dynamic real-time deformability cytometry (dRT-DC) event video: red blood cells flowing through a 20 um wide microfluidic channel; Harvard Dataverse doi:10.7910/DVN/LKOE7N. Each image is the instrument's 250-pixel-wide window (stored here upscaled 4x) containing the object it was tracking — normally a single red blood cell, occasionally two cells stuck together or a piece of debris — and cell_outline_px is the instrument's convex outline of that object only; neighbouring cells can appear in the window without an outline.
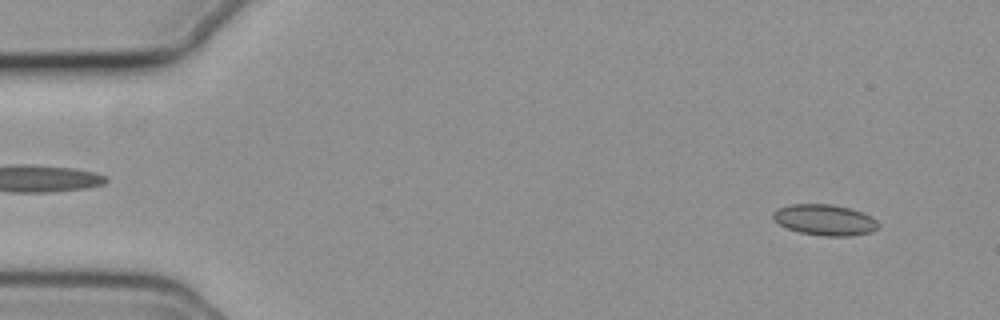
{"species": "common noctule bat (a hibernating species)", "species_latin": "Nyctalus noctula", "temperature_condition": "cold", "stored_images_in_passage": 55, "camera_frame_rate_fps": 3000, "um_per_image_px": 0.085, "animal": {"sex": "female", "body_mass_g": 19.3, "forearm_length_mm": 54.1}, "frame": {"image": 1, "passage_image": 4, "time_ms": 1.0, "image_size_px": [1000, 320], "cell_outline_px": [[880, 224], [876, 228], [868, 232], [852, 236], [824, 236], [800, 232], [788, 228], [780, 224], [772, 216], [772, 212], [776, 208], [792, 204], [832, 204], [848, 208], [872, 216]], "centroid_in_image_um": [70.09, 18.68], "position_along_channel_um": 14.9, "area_um2": 18.79}}
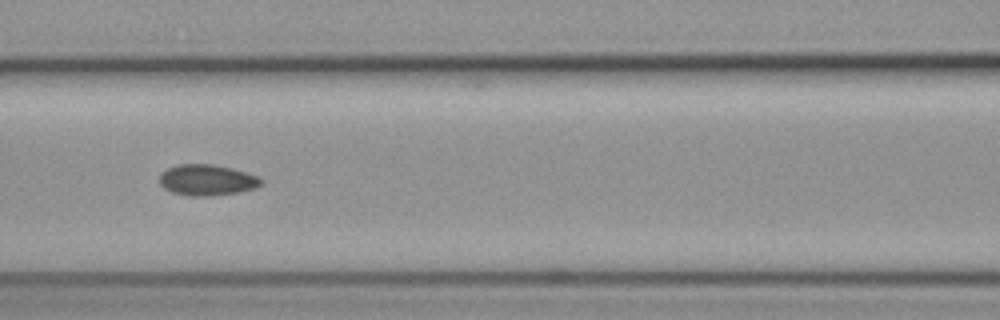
{"frame": {"image": 2, "passage_image": 24, "time_ms": 7.667, "image_size_px": [1000, 320], "cell_outline_px": [[264, 184], [256, 188], [240, 192], [208, 196], [192, 196], [172, 192], [164, 188], [160, 184], [160, 176], [168, 168], [180, 164], [216, 164], [248, 172], [260, 176], [264, 180]], "centroid_in_image_um": [17.69, 15.3], "position_along_channel_um": 148.9, "area_um2": 18.55}}
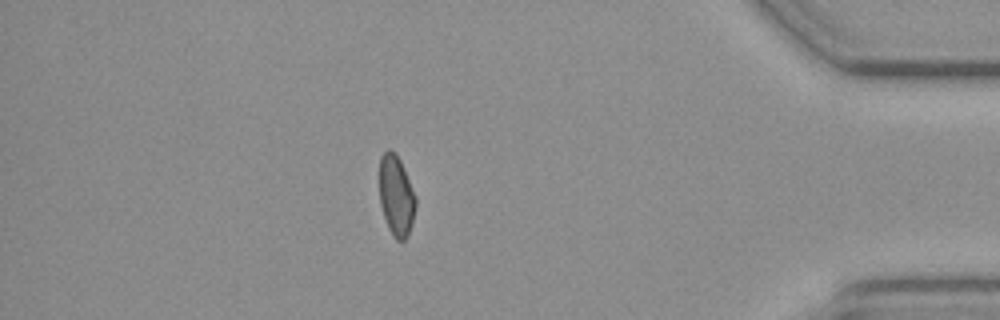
{"frame": {"image": 3, "passage_image": 48, "time_ms": 15.667, "image_size_px": [1000, 320], "cell_outline_px": [[416, 208], [412, 224], [404, 240], [396, 240], [392, 236], [388, 228], [380, 204], [380, 156], [388, 148], [396, 152], [404, 168], [416, 196]], "centroid_in_image_um": [33.68, 16.61], "position_along_channel_um": 401.5, "area_um2": 17.11}, "authors_computed_cell_mechanics": {"area_um2": 17.8602, "velocity_mm_per_s": 3.7222, "shape_relaxation_time_tau1_ms": null, "shape_relaxation_time_tau2_ms": 4.9508, "deformation_change_tau1": null, "deformation_change_tau2": 0.0569}}